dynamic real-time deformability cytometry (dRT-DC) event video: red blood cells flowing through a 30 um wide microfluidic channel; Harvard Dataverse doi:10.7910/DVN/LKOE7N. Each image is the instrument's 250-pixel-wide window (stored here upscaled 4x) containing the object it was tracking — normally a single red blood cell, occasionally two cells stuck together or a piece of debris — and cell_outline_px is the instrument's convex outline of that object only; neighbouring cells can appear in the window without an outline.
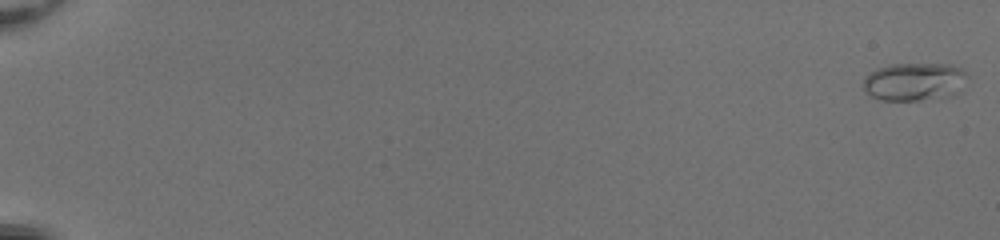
{"species": "common noctule bat (a hibernating species)", "species_latin": "Nyctalus noctula", "temperature_condition": "room temperature", "stored_images_in_passage": 53, "camera_frame_rate_fps": 3000, "um_per_image_px": 0.085, "animal": {"sex": "female", "body_mass_g": 20.0, "forearm_length_mm": 54.0}, "frame": {"image": 1, "passage_image": 1, "time_ms": 0.0, "image_size_px": [1000, 240], "cell_outline_px": [[968, 76], [956, 92], [952, 96], [920, 100], [880, 100], [868, 96], [864, 88], [864, 76], [876, 68], [888, 64], [948, 64], [960, 68]], "centroid_in_image_um": [77.66, 6.94], "position_along_channel_um": 7.3, "area_um2": 23.12}}
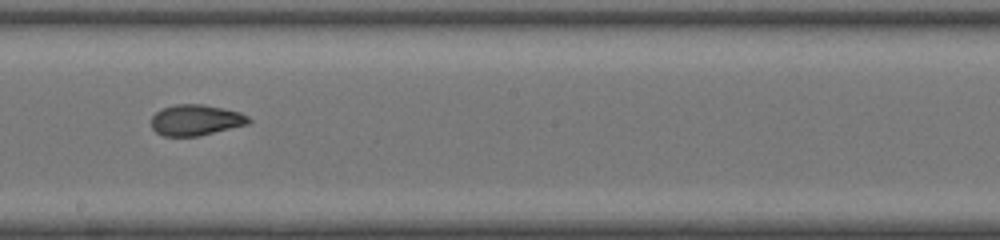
{"frame": {"image": 2, "passage_image": 33, "time_ms": 10.667, "image_size_px": [1000, 240], "cell_outline_px": [[252, 120], [248, 124], [196, 136], [164, 136], [156, 132], [152, 128], [152, 116], [156, 112], [164, 108], [176, 104], [204, 104], [240, 112], [248, 116]], "centroid_in_image_um": [16.64, 10.2], "position_along_channel_um": 231.6, "area_um2": 17.34}}
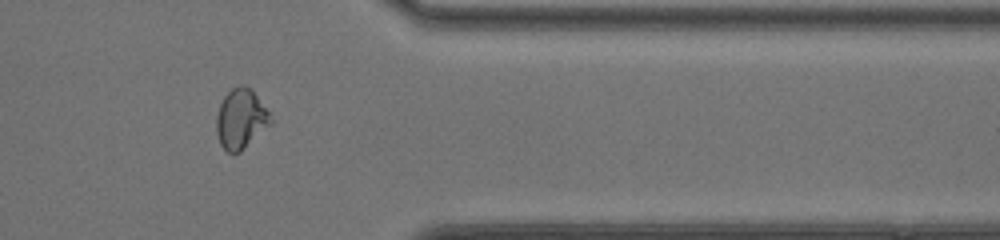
{"frame": {"image": 3, "passage_image": 45, "time_ms": 14.667, "image_size_px": [1000, 240], "cell_outline_px": [[272, 124], [240, 152], [228, 152], [220, 144], [216, 132], [216, 116], [220, 104], [224, 96], [232, 88], [240, 84], [244, 84], [256, 96], [268, 112], [272, 120]], "centroid_in_image_um": [20.45, 10.12], "position_along_channel_um": 390.9, "area_um2": 18.67}, "authors_computed_cell_mechanics": {"area_um2": 18.4382, "velocity_mm_per_s": 4.1807, "shape_relaxation_time_tau1_ms": 8.875, "shape_relaxation_time_tau2_ms": 1.2764, "deformation_change_tau1": 0.2228, "deformation_change_tau2": 0.0664}}